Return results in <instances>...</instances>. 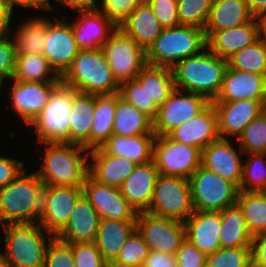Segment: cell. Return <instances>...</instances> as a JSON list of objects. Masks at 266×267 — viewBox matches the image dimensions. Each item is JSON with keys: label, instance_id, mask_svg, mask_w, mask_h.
<instances>
[{"label": "cell", "instance_id": "obj_33", "mask_svg": "<svg viewBox=\"0 0 266 267\" xmlns=\"http://www.w3.org/2000/svg\"><path fill=\"white\" fill-rule=\"evenodd\" d=\"M113 134L120 136L155 134L153 132V120L122 99L119 92H117Z\"/></svg>", "mask_w": 266, "mask_h": 267}, {"label": "cell", "instance_id": "obj_29", "mask_svg": "<svg viewBox=\"0 0 266 267\" xmlns=\"http://www.w3.org/2000/svg\"><path fill=\"white\" fill-rule=\"evenodd\" d=\"M118 27L135 40L145 52L164 29L149 4H139Z\"/></svg>", "mask_w": 266, "mask_h": 267}, {"label": "cell", "instance_id": "obj_63", "mask_svg": "<svg viewBox=\"0 0 266 267\" xmlns=\"http://www.w3.org/2000/svg\"><path fill=\"white\" fill-rule=\"evenodd\" d=\"M262 113H263V114L265 115V117H266V102H265L264 105H263Z\"/></svg>", "mask_w": 266, "mask_h": 267}, {"label": "cell", "instance_id": "obj_22", "mask_svg": "<svg viewBox=\"0 0 266 267\" xmlns=\"http://www.w3.org/2000/svg\"><path fill=\"white\" fill-rule=\"evenodd\" d=\"M261 36L260 18L254 17L251 21L211 33L207 38V49L220 58L228 59L234 53L251 45Z\"/></svg>", "mask_w": 266, "mask_h": 267}, {"label": "cell", "instance_id": "obj_42", "mask_svg": "<svg viewBox=\"0 0 266 267\" xmlns=\"http://www.w3.org/2000/svg\"><path fill=\"white\" fill-rule=\"evenodd\" d=\"M243 164V176L239 191L263 192L266 189V154L249 153Z\"/></svg>", "mask_w": 266, "mask_h": 267}, {"label": "cell", "instance_id": "obj_54", "mask_svg": "<svg viewBox=\"0 0 266 267\" xmlns=\"http://www.w3.org/2000/svg\"><path fill=\"white\" fill-rule=\"evenodd\" d=\"M251 263L252 267H266V232L252 238Z\"/></svg>", "mask_w": 266, "mask_h": 267}, {"label": "cell", "instance_id": "obj_40", "mask_svg": "<svg viewBox=\"0 0 266 267\" xmlns=\"http://www.w3.org/2000/svg\"><path fill=\"white\" fill-rule=\"evenodd\" d=\"M236 204L252 236L266 232V196L263 192L240 191Z\"/></svg>", "mask_w": 266, "mask_h": 267}, {"label": "cell", "instance_id": "obj_48", "mask_svg": "<svg viewBox=\"0 0 266 267\" xmlns=\"http://www.w3.org/2000/svg\"><path fill=\"white\" fill-rule=\"evenodd\" d=\"M72 253L76 267H110L94 242L73 243Z\"/></svg>", "mask_w": 266, "mask_h": 267}, {"label": "cell", "instance_id": "obj_46", "mask_svg": "<svg viewBox=\"0 0 266 267\" xmlns=\"http://www.w3.org/2000/svg\"><path fill=\"white\" fill-rule=\"evenodd\" d=\"M214 0H178L180 25L204 29Z\"/></svg>", "mask_w": 266, "mask_h": 267}, {"label": "cell", "instance_id": "obj_57", "mask_svg": "<svg viewBox=\"0 0 266 267\" xmlns=\"http://www.w3.org/2000/svg\"><path fill=\"white\" fill-rule=\"evenodd\" d=\"M12 10L0 3V39L10 35V20L12 19Z\"/></svg>", "mask_w": 266, "mask_h": 267}, {"label": "cell", "instance_id": "obj_17", "mask_svg": "<svg viewBox=\"0 0 266 267\" xmlns=\"http://www.w3.org/2000/svg\"><path fill=\"white\" fill-rule=\"evenodd\" d=\"M11 91L12 109L28 126L42 112L61 82H19L15 79Z\"/></svg>", "mask_w": 266, "mask_h": 267}, {"label": "cell", "instance_id": "obj_47", "mask_svg": "<svg viewBox=\"0 0 266 267\" xmlns=\"http://www.w3.org/2000/svg\"><path fill=\"white\" fill-rule=\"evenodd\" d=\"M44 267H76L72 244L53 236L46 247Z\"/></svg>", "mask_w": 266, "mask_h": 267}, {"label": "cell", "instance_id": "obj_1", "mask_svg": "<svg viewBox=\"0 0 266 267\" xmlns=\"http://www.w3.org/2000/svg\"><path fill=\"white\" fill-rule=\"evenodd\" d=\"M45 144L43 161L36 171L41 181L50 186L82 187L89 174V150L70 143Z\"/></svg>", "mask_w": 266, "mask_h": 267}, {"label": "cell", "instance_id": "obj_4", "mask_svg": "<svg viewBox=\"0 0 266 267\" xmlns=\"http://www.w3.org/2000/svg\"><path fill=\"white\" fill-rule=\"evenodd\" d=\"M61 83L75 91L103 95L119 92V84L112 75L101 48L79 50L71 66L61 76Z\"/></svg>", "mask_w": 266, "mask_h": 267}, {"label": "cell", "instance_id": "obj_24", "mask_svg": "<svg viewBox=\"0 0 266 267\" xmlns=\"http://www.w3.org/2000/svg\"><path fill=\"white\" fill-rule=\"evenodd\" d=\"M186 239L202 253L209 255L221 248V213L195 210L184 222Z\"/></svg>", "mask_w": 266, "mask_h": 267}, {"label": "cell", "instance_id": "obj_25", "mask_svg": "<svg viewBox=\"0 0 266 267\" xmlns=\"http://www.w3.org/2000/svg\"><path fill=\"white\" fill-rule=\"evenodd\" d=\"M100 219L95 208L82 195L76 202L68 223L56 237L71 244L94 242Z\"/></svg>", "mask_w": 266, "mask_h": 267}, {"label": "cell", "instance_id": "obj_26", "mask_svg": "<svg viewBox=\"0 0 266 267\" xmlns=\"http://www.w3.org/2000/svg\"><path fill=\"white\" fill-rule=\"evenodd\" d=\"M158 175L153 160L138 164L120 187L122 196L137 212L149 209Z\"/></svg>", "mask_w": 266, "mask_h": 267}, {"label": "cell", "instance_id": "obj_62", "mask_svg": "<svg viewBox=\"0 0 266 267\" xmlns=\"http://www.w3.org/2000/svg\"><path fill=\"white\" fill-rule=\"evenodd\" d=\"M139 4H149L151 0H137Z\"/></svg>", "mask_w": 266, "mask_h": 267}, {"label": "cell", "instance_id": "obj_59", "mask_svg": "<svg viewBox=\"0 0 266 267\" xmlns=\"http://www.w3.org/2000/svg\"><path fill=\"white\" fill-rule=\"evenodd\" d=\"M254 17L261 18L266 13V0H246Z\"/></svg>", "mask_w": 266, "mask_h": 267}, {"label": "cell", "instance_id": "obj_16", "mask_svg": "<svg viewBox=\"0 0 266 267\" xmlns=\"http://www.w3.org/2000/svg\"><path fill=\"white\" fill-rule=\"evenodd\" d=\"M54 23L47 18L46 39L43 55L54 70L62 76L71 66L80 48L77 46L71 24L58 20Z\"/></svg>", "mask_w": 266, "mask_h": 267}, {"label": "cell", "instance_id": "obj_6", "mask_svg": "<svg viewBox=\"0 0 266 267\" xmlns=\"http://www.w3.org/2000/svg\"><path fill=\"white\" fill-rule=\"evenodd\" d=\"M4 256L10 267H44L47 242L53 235L44 234L39 223L6 224ZM47 238V240H46Z\"/></svg>", "mask_w": 266, "mask_h": 267}, {"label": "cell", "instance_id": "obj_15", "mask_svg": "<svg viewBox=\"0 0 266 267\" xmlns=\"http://www.w3.org/2000/svg\"><path fill=\"white\" fill-rule=\"evenodd\" d=\"M82 191L101 219L118 221L137 219L138 212L122 196L120 188L99 183L88 174L82 185Z\"/></svg>", "mask_w": 266, "mask_h": 267}, {"label": "cell", "instance_id": "obj_8", "mask_svg": "<svg viewBox=\"0 0 266 267\" xmlns=\"http://www.w3.org/2000/svg\"><path fill=\"white\" fill-rule=\"evenodd\" d=\"M71 107L72 88L61 83L42 112L30 124L35 127L39 143H69Z\"/></svg>", "mask_w": 266, "mask_h": 267}, {"label": "cell", "instance_id": "obj_23", "mask_svg": "<svg viewBox=\"0 0 266 267\" xmlns=\"http://www.w3.org/2000/svg\"><path fill=\"white\" fill-rule=\"evenodd\" d=\"M76 23H71L74 38L81 50H96L103 46L117 25L99 9L80 11Z\"/></svg>", "mask_w": 266, "mask_h": 267}, {"label": "cell", "instance_id": "obj_39", "mask_svg": "<svg viewBox=\"0 0 266 267\" xmlns=\"http://www.w3.org/2000/svg\"><path fill=\"white\" fill-rule=\"evenodd\" d=\"M227 66L242 72L266 75V38L261 35L251 45L234 53L227 59Z\"/></svg>", "mask_w": 266, "mask_h": 267}, {"label": "cell", "instance_id": "obj_51", "mask_svg": "<svg viewBox=\"0 0 266 267\" xmlns=\"http://www.w3.org/2000/svg\"><path fill=\"white\" fill-rule=\"evenodd\" d=\"M178 267H205L206 255L185 239L175 254Z\"/></svg>", "mask_w": 266, "mask_h": 267}, {"label": "cell", "instance_id": "obj_27", "mask_svg": "<svg viewBox=\"0 0 266 267\" xmlns=\"http://www.w3.org/2000/svg\"><path fill=\"white\" fill-rule=\"evenodd\" d=\"M89 175L99 183L120 188L137 164L127 158L107 154L101 147L89 150Z\"/></svg>", "mask_w": 266, "mask_h": 267}, {"label": "cell", "instance_id": "obj_2", "mask_svg": "<svg viewBox=\"0 0 266 267\" xmlns=\"http://www.w3.org/2000/svg\"><path fill=\"white\" fill-rule=\"evenodd\" d=\"M45 184L36 172L23 170L0 189V224L35 223L40 214Z\"/></svg>", "mask_w": 266, "mask_h": 267}, {"label": "cell", "instance_id": "obj_36", "mask_svg": "<svg viewBox=\"0 0 266 267\" xmlns=\"http://www.w3.org/2000/svg\"><path fill=\"white\" fill-rule=\"evenodd\" d=\"M12 79L19 82H61V76L43 54H17Z\"/></svg>", "mask_w": 266, "mask_h": 267}, {"label": "cell", "instance_id": "obj_20", "mask_svg": "<svg viewBox=\"0 0 266 267\" xmlns=\"http://www.w3.org/2000/svg\"><path fill=\"white\" fill-rule=\"evenodd\" d=\"M266 100L241 99L233 102H212L217 112L220 138L238 136L263 110ZM227 136V137H226Z\"/></svg>", "mask_w": 266, "mask_h": 267}, {"label": "cell", "instance_id": "obj_3", "mask_svg": "<svg viewBox=\"0 0 266 267\" xmlns=\"http://www.w3.org/2000/svg\"><path fill=\"white\" fill-rule=\"evenodd\" d=\"M226 68V59L203 50L172 68L175 89L201 94L212 102L221 89Z\"/></svg>", "mask_w": 266, "mask_h": 267}, {"label": "cell", "instance_id": "obj_14", "mask_svg": "<svg viewBox=\"0 0 266 267\" xmlns=\"http://www.w3.org/2000/svg\"><path fill=\"white\" fill-rule=\"evenodd\" d=\"M82 195V187L45 185L37 223L47 235L56 236L65 227Z\"/></svg>", "mask_w": 266, "mask_h": 267}, {"label": "cell", "instance_id": "obj_32", "mask_svg": "<svg viewBox=\"0 0 266 267\" xmlns=\"http://www.w3.org/2000/svg\"><path fill=\"white\" fill-rule=\"evenodd\" d=\"M135 229L136 220L100 219L94 243L109 265L116 259L120 249Z\"/></svg>", "mask_w": 266, "mask_h": 267}, {"label": "cell", "instance_id": "obj_38", "mask_svg": "<svg viewBox=\"0 0 266 267\" xmlns=\"http://www.w3.org/2000/svg\"><path fill=\"white\" fill-rule=\"evenodd\" d=\"M47 18L34 17L19 26L13 38L17 54H43Z\"/></svg>", "mask_w": 266, "mask_h": 267}, {"label": "cell", "instance_id": "obj_35", "mask_svg": "<svg viewBox=\"0 0 266 267\" xmlns=\"http://www.w3.org/2000/svg\"><path fill=\"white\" fill-rule=\"evenodd\" d=\"M117 92L95 95V110L90 134V150L100 147L113 134Z\"/></svg>", "mask_w": 266, "mask_h": 267}, {"label": "cell", "instance_id": "obj_56", "mask_svg": "<svg viewBox=\"0 0 266 267\" xmlns=\"http://www.w3.org/2000/svg\"><path fill=\"white\" fill-rule=\"evenodd\" d=\"M144 267H178L176 257L169 253L150 251Z\"/></svg>", "mask_w": 266, "mask_h": 267}, {"label": "cell", "instance_id": "obj_61", "mask_svg": "<svg viewBox=\"0 0 266 267\" xmlns=\"http://www.w3.org/2000/svg\"><path fill=\"white\" fill-rule=\"evenodd\" d=\"M0 267H10L7 260L5 259L4 253H0Z\"/></svg>", "mask_w": 266, "mask_h": 267}, {"label": "cell", "instance_id": "obj_12", "mask_svg": "<svg viewBox=\"0 0 266 267\" xmlns=\"http://www.w3.org/2000/svg\"><path fill=\"white\" fill-rule=\"evenodd\" d=\"M136 229L150 251H160L174 256L186 239L184 222L147 211L138 212Z\"/></svg>", "mask_w": 266, "mask_h": 267}, {"label": "cell", "instance_id": "obj_10", "mask_svg": "<svg viewBox=\"0 0 266 267\" xmlns=\"http://www.w3.org/2000/svg\"><path fill=\"white\" fill-rule=\"evenodd\" d=\"M112 75L120 85L136 79L146 63V52L118 26L101 47Z\"/></svg>", "mask_w": 266, "mask_h": 267}, {"label": "cell", "instance_id": "obj_53", "mask_svg": "<svg viewBox=\"0 0 266 267\" xmlns=\"http://www.w3.org/2000/svg\"><path fill=\"white\" fill-rule=\"evenodd\" d=\"M24 163L0 156V189L12 182L23 170Z\"/></svg>", "mask_w": 266, "mask_h": 267}, {"label": "cell", "instance_id": "obj_55", "mask_svg": "<svg viewBox=\"0 0 266 267\" xmlns=\"http://www.w3.org/2000/svg\"><path fill=\"white\" fill-rule=\"evenodd\" d=\"M50 0H43V6L45 11H50L55 9L50 5ZM60 3L62 6L64 5L65 7L71 8L74 13L75 12H80V11H89V10H94L97 9V4L96 0H55Z\"/></svg>", "mask_w": 266, "mask_h": 267}, {"label": "cell", "instance_id": "obj_49", "mask_svg": "<svg viewBox=\"0 0 266 267\" xmlns=\"http://www.w3.org/2000/svg\"><path fill=\"white\" fill-rule=\"evenodd\" d=\"M103 15L117 26L123 22L139 5L137 0H100Z\"/></svg>", "mask_w": 266, "mask_h": 267}, {"label": "cell", "instance_id": "obj_50", "mask_svg": "<svg viewBox=\"0 0 266 267\" xmlns=\"http://www.w3.org/2000/svg\"><path fill=\"white\" fill-rule=\"evenodd\" d=\"M151 6L158 22L164 28L180 25L178 17V0H151Z\"/></svg>", "mask_w": 266, "mask_h": 267}, {"label": "cell", "instance_id": "obj_31", "mask_svg": "<svg viewBox=\"0 0 266 267\" xmlns=\"http://www.w3.org/2000/svg\"><path fill=\"white\" fill-rule=\"evenodd\" d=\"M253 18L246 0H214L204 27L205 36L245 24Z\"/></svg>", "mask_w": 266, "mask_h": 267}, {"label": "cell", "instance_id": "obj_9", "mask_svg": "<svg viewBox=\"0 0 266 267\" xmlns=\"http://www.w3.org/2000/svg\"><path fill=\"white\" fill-rule=\"evenodd\" d=\"M194 211L189 180L159 174L147 212L185 222Z\"/></svg>", "mask_w": 266, "mask_h": 267}, {"label": "cell", "instance_id": "obj_34", "mask_svg": "<svg viewBox=\"0 0 266 267\" xmlns=\"http://www.w3.org/2000/svg\"><path fill=\"white\" fill-rule=\"evenodd\" d=\"M221 213V248L251 247V235L244 215L237 204L227 207Z\"/></svg>", "mask_w": 266, "mask_h": 267}, {"label": "cell", "instance_id": "obj_60", "mask_svg": "<svg viewBox=\"0 0 266 267\" xmlns=\"http://www.w3.org/2000/svg\"><path fill=\"white\" fill-rule=\"evenodd\" d=\"M261 21V35L266 38V13L260 18Z\"/></svg>", "mask_w": 266, "mask_h": 267}, {"label": "cell", "instance_id": "obj_7", "mask_svg": "<svg viewBox=\"0 0 266 267\" xmlns=\"http://www.w3.org/2000/svg\"><path fill=\"white\" fill-rule=\"evenodd\" d=\"M194 210L221 212L236 204L239 187L215 172L200 166L190 177Z\"/></svg>", "mask_w": 266, "mask_h": 267}, {"label": "cell", "instance_id": "obj_21", "mask_svg": "<svg viewBox=\"0 0 266 267\" xmlns=\"http://www.w3.org/2000/svg\"><path fill=\"white\" fill-rule=\"evenodd\" d=\"M241 99L266 100V75L242 72L227 66L221 89L212 102Z\"/></svg>", "mask_w": 266, "mask_h": 267}, {"label": "cell", "instance_id": "obj_58", "mask_svg": "<svg viewBox=\"0 0 266 267\" xmlns=\"http://www.w3.org/2000/svg\"><path fill=\"white\" fill-rule=\"evenodd\" d=\"M0 3L10 8L12 11L14 10V7H17L18 5L22 6L24 9L28 7L34 9L39 8L40 10L44 9L43 0H0Z\"/></svg>", "mask_w": 266, "mask_h": 267}, {"label": "cell", "instance_id": "obj_37", "mask_svg": "<svg viewBox=\"0 0 266 267\" xmlns=\"http://www.w3.org/2000/svg\"><path fill=\"white\" fill-rule=\"evenodd\" d=\"M136 79L146 86L151 99H154L158 106L175 90L173 71L170 67L146 64Z\"/></svg>", "mask_w": 266, "mask_h": 267}, {"label": "cell", "instance_id": "obj_43", "mask_svg": "<svg viewBox=\"0 0 266 267\" xmlns=\"http://www.w3.org/2000/svg\"><path fill=\"white\" fill-rule=\"evenodd\" d=\"M150 252L141 234L135 229L129 236L110 267L143 266Z\"/></svg>", "mask_w": 266, "mask_h": 267}, {"label": "cell", "instance_id": "obj_41", "mask_svg": "<svg viewBox=\"0 0 266 267\" xmlns=\"http://www.w3.org/2000/svg\"><path fill=\"white\" fill-rule=\"evenodd\" d=\"M119 94L127 103L132 104L152 120L156 117L159 106L154 99H151L146 86H143L137 79L121 83Z\"/></svg>", "mask_w": 266, "mask_h": 267}, {"label": "cell", "instance_id": "obj_28", "mask_svg": "<svg viewBox=\"0 0 266 267\" xmlns=\"http://www.w3.org/2000/svg\"><path fill=\"white\" fill-rule=\"evenodd\" d=\"M95 110V95L72 89V107L69 115V143L90 150V134Z\"/></svg>", "mask_w": 266, "mask_h": 267}, {"label": "cell", "instance_id": "obj_45", "mask_svg": "<svg viewBox=\"0 0 266 267\" xmlns=\"http://www.w3.org/2000/svg\"><path fill=\"white\" fill-rule=\"evenodd\" d=\"M205 267H252L251 247L220 248L206 255Z\"/></svg>", "mask_w": 266, "mask_h": 267}, {"label": "cell", "instance_id": "obj_44", "mask_svg": "<svg viewBox=\"0 0 266 267\" xmlns=\"http://www.w3.org/2000/svg\"><path fill=\"white\" fill-rule=\"evenodd\" d=\"M239 147L245 153L266 154V117L261 113L254 118L237 138Z\"/></svg>", "mask_w": 266, "mask_h": 267}, {"label": "cell", "instance_id": "obj_18", "mask_svg": "<svg viewBox=\"0 0 266 267\" xmlns=\"http://www.w3.org/2000/svg\"><path fill=\"white\" fill-rule=\"evenodd\" d=\"M241 149L233 147L228 138H218L202 150L201 166L215 172L238 187L243 176Z\"/></svg>", "mask_w": 266, "mask_h": 267}, {"label": "cell", "instance_id": "obj_30", "mask_svg": "<svg viewBox=\"0 0 266 267\" xmlns=\"http://www.w3.org/2000/svg\"><path fill=\"white\" fill-rule=\"evenodd\" d=\"M155 134L120 136L112 134L100 147L110 155H115L144 164L153 160Z\"/></svg>", "mask_w": 266, "mask_h": 267}, {"label": "cell", "instance_id": "obj_13", "mask_svg": "<svg viewBox=\"0 0 266 267\" xmlns=\"http://www.w3.org/2000/svg\"><path fill=\"white\" fill-rule=\"evenodd\" d=\"M209 103L201 94L175 89L158 107L157 115L153 119V132L156 136L167 135L199 114Z\"/></svg>", "mask_w": 266, "mask_h": 267}, {"label": "cell", "instance_id": "obj_5", "mask_svg": "<svg viewBox=\"0 0 266 267\" xmlns=\"http://www.w3.org/2000/svg\"><path fill=\"white\" fill-rule=\"evenodd\" d=\"M207 50L204 29L179 25L164 28L146 51V63L173 68L183 59Z\"/></svg>", "mask_w": 266, "mask_h": 267}, {"label": "cell", "instance_id": "obj_11", "mask_svg": "<svg viewBox=\"0 0 266 267\" xmlns=\"http://www.w3.org/2000/svg\"><path fill=\"white\" fill-rule=\"evenodd\" d=\"M202 151L191 145L175 142L167 135L156 136L153 161L159 174L190 179L201 166Z\"/></svg>", "mask_w": 266, "mask_h": 267}, {"label": "cell", "instance_id": "obj_19", "mask_svg": "<svg viewBox=\"0 0 266 267\" xmlns=\"http://www.w3.org/2000/svg\"><path fill=\"white\" fill-rule=\"evenodd\" d=\"M167 136L175 142L191 145L201 151L220 138L217 112L210 102L199 114L176 127Z\"/></svg>", "mask_w": 266, "mask_h": 267}, {"label": "cell", "instance_id": "obj_52", "mask_svg": "<svg viewBox=\"0 0 266 267\" xmlns=\"http://www.w3.org/2000/svg\"><path fill=\"white\" fill-rule=\"evenodd\" d=\"M9 37L0 39V82H3L5 78L12 79L15 71V44Z\"/></svg>", "mask_w": 266, "mask_h": 267}]
</instances>
